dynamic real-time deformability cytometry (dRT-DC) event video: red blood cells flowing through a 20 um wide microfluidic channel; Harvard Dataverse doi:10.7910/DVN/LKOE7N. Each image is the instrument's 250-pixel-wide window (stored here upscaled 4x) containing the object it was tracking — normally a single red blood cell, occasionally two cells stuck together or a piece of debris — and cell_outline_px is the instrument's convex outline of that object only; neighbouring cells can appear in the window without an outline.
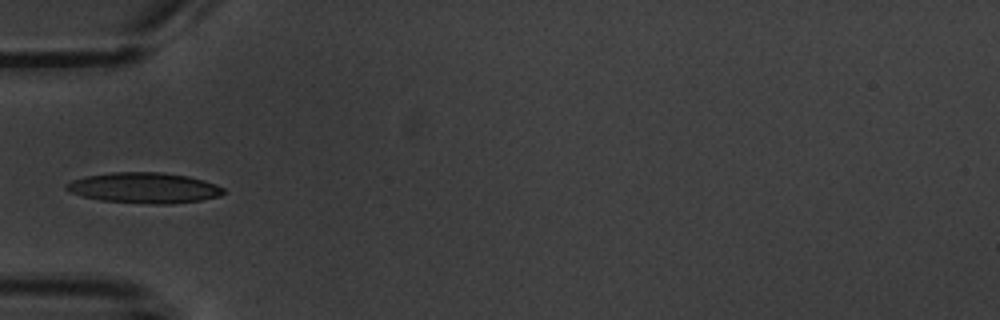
{"species": "common noctule bat (a hibernating species)", "species_latin": "Nyctalus noctula", "temperature_condition": "warm", "stored_images_in_passage": 8, "camera_frame_rate_fps": 3000, "um_per_image_px": 0.085, "animal": {"sex": "male", "body_mass_g": 20.1, "forearm_length_mm": 53.5}, "frame": {"image": 1, "passage_image": 6, "time_ms": 6.333, "image_size_px": [1000, 320], "cell_outline_px": [[224, 192], [220, 196], [200, 200], [172, 204], [152, 204], [100, 200], [84, 196], [72, 192], [64, 188], [64, 184], [72, 180], [88, 176], [112, 172], [164, 172], [188, 176], [204, 180], [216, 184], [224, 188]], "centroid_in_image_um": [12.28, 15.96], "position_along_channel_um": 72.7, "area_um2": 27.98}}
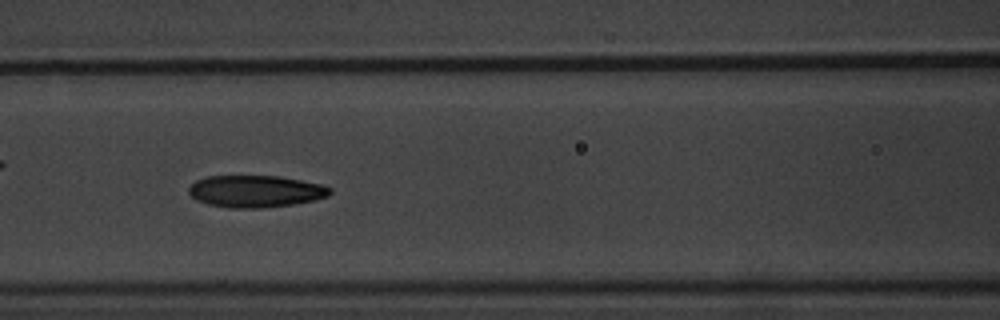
{"frame": {"image": 2, "passage_image": 8, "time_ms": 8.333, "image_size_px": [1000, 320], "cell_outline_px": [[332, 192], [328, 196], [312, 200], [292, 204], [264, 208], [232, 208], [208, 204], [196, 200], [188, 192], [188, 188], [196, 180], [208, 176], [280, 176], [320, 184], [332, 188]], "centroid_in_image_um": [21.71, 16.26], "position_along_channel_um": 144.9, "area_um2": 26.24}}